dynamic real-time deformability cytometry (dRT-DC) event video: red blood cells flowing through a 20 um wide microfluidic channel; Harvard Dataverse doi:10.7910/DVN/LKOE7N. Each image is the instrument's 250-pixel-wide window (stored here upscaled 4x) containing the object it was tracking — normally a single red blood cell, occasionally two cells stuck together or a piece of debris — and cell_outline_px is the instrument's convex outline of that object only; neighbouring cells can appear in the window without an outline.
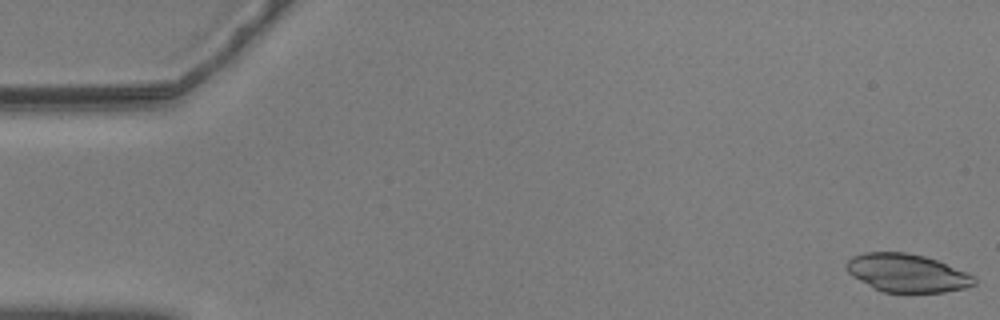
{"species": "common noctule bat (a hibernating species)", "species_latin": "Nyctalus noctula", "temperature_condition": "warm", "stored_images_in_passage": 18, "camera_frame_rate_fps": 3000, "um_per_image_px": 0.085, "animal": {"sex": "male", "body_mass_g": 20.5, "forearm_length_mm": 52.5}, "frame": {"image": 1, "passage_image": 1, "time_ms": 0.0, "image_size_px": [1000, 320], "cell_outline_px": [[976, 284], [964, 288], [944, 292], [884, 292], [872, 288], [852, 276], [848, 272], [844, 264], [852, 256], [864, 252], [908, 252], [924, 256], [936, 260], [964, 272], [972, 276], [976, 280]], "centroid_in_image_um": [77.03, 23.2], "position_along_channel_um": 8.0, "area_um2": 28.26}}